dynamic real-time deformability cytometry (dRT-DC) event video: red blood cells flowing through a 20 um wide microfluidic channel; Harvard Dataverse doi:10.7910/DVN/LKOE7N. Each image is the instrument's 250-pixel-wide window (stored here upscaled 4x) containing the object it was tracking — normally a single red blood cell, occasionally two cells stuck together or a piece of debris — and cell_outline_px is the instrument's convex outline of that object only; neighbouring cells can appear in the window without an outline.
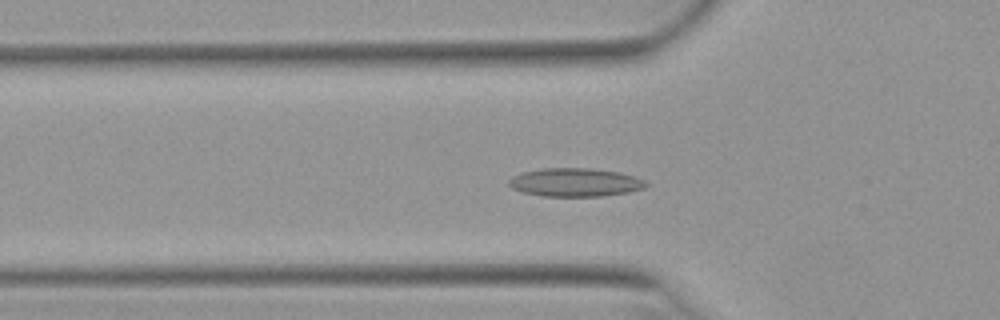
{"species": "Egyptian fruit bat (a non-hibernating species)", "species_latin": "Rousettus aegyptiacus", "temperature_condition": "warm", "stored_images_in_passage": 52, "camera_frame_rate_fps": 3000, "um_per_image_px": 0.085, "animal": {"sex": "female"}, "frame": {"image": 1, "passage_image": 18, "time_ms": 5.667, "image_size_px": [1000, 320], "cell_outline_px": [[648, 184], [644, 188], [628, 192], [604, 196], [540, 196], [524, 192], [512, 188], [508, 184], [508, 180], [512, 176], [524, 172], [540, 168], [592, 168], [620, 172], [636, 176], [644, 180]], "centroid_in_image_um": [48.9, 15.49], "position_along_channel_um": 76.9, "area_um2": 22.83}}
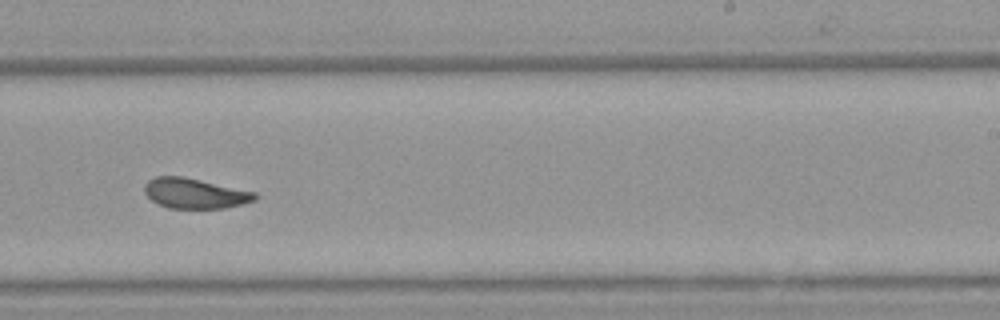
{"frame": {"image": 2, "passage_image": 33, "time_ms": 10.667, "image_size_px": [1000, 320], "cell_outline_px": [[260, 196], [256, 200], [244, 204], [224, 208], [168, 208], [152, 200], [144, 192], [144, 184], [148, 180], [156, 176], [184, 176], [256, 192]], "centroid_in_image_um": [16.6, 16.43], "position_along_channel_um": 272.4, "area_um2": 19.59}}
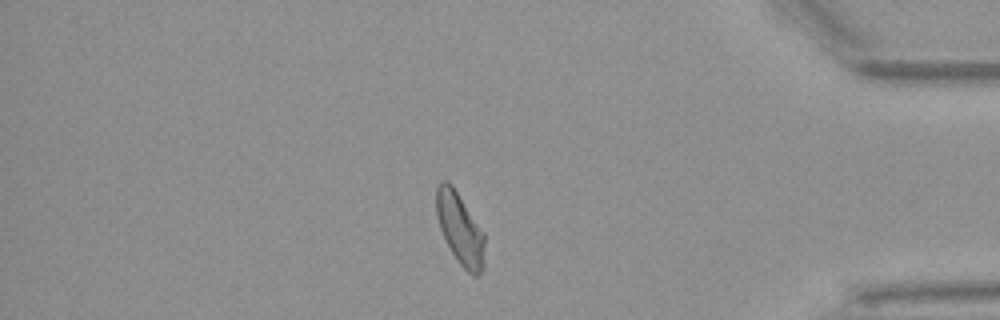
{"frame": {"image": 3, "passage_image": 45, "time_ms": 14.667, "image_size_px": [1000, 320], "cell_outline_px": [[484, 268], [476, 276], [472, 276], [456, 260], [440, 228], [436, 216], [436, 188], [440, 180], [448, 180], [452, 184], [484, 232]], "centroid_in_image_um": [39.1, 19.42], "position_along_channel_um": 396.1, "area_um2": 20.23}, "authors_computed_cell_mechanics": {"area_um2": 20.4612, "velocity_mm_per_s": 3.9213, "shape_relaxation_time_tau1_ms": null, "shape_relaxation_time_tau2_ms": 1.7132, "deformation_change_tau1": null, "deformation_change_tau2": 0.0739}}